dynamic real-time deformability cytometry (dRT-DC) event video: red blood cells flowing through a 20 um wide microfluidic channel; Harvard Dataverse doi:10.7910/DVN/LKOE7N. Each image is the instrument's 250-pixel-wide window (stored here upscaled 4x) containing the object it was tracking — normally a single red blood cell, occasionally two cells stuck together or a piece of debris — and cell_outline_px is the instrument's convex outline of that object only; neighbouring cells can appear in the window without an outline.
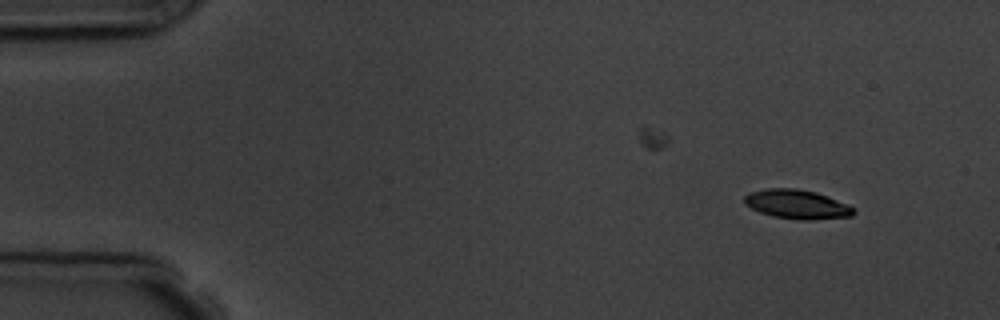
{"species": "common noctule bat (a hibernating species)", "species_latin": "Nyctalus noctula", "temperature_condition": "room temperature", "stored_images_in_passage": 5, "camera_frame_rate_fps": 3000, "um_per_image_px": 0.085, "animal": {"sex": "male", "body_mass_g": 19.5, "forearm_length_mm": 54.6}, "frame": {"image": 1, "passage_image": 1, "time_ms": 0.0, "image_size_px": [1000, 320], "cell_outline_px": [[856, 212], [852, 216], [808, 220], [800, 220], [772, 216], [760, 212], [744, 204], [744, 196], [752, 192], [764, 188], [796, 188], [816, 192], [828, 196], [848, 204], [856, 208]], "centroid_in_image_um": [67.77, 17.36], "position_along_channel_um": 17.2, "area_um2": 18.67}}
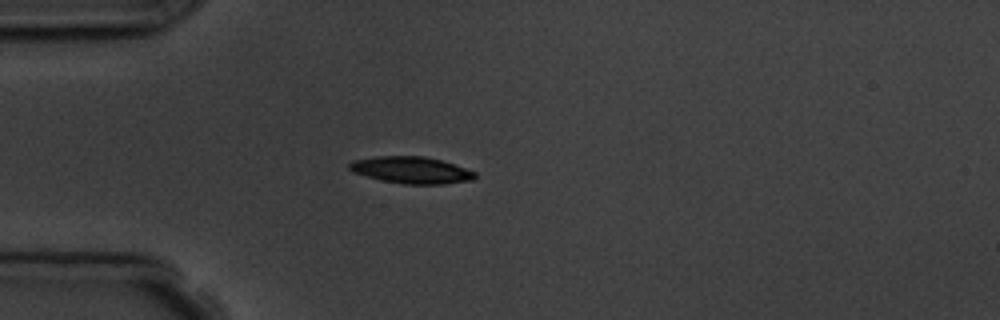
{"frame": {"image": 2, "passage_image": 4, "time_ms": 3.333, "image_size_px": [1000, 320], "cell_outline_px": [[476, 176], [472, 180], [440, 184], [404, 184], [384, 180], [352, 172], [348, 168], [348, 164], [352, 160], [376, 156], [424, 156], [440, 160], [476, 172]], "centroid_in_image_um": [34.93, 14.45], "position_along_channel_um": 50.1, "area_um2": 19.36}}